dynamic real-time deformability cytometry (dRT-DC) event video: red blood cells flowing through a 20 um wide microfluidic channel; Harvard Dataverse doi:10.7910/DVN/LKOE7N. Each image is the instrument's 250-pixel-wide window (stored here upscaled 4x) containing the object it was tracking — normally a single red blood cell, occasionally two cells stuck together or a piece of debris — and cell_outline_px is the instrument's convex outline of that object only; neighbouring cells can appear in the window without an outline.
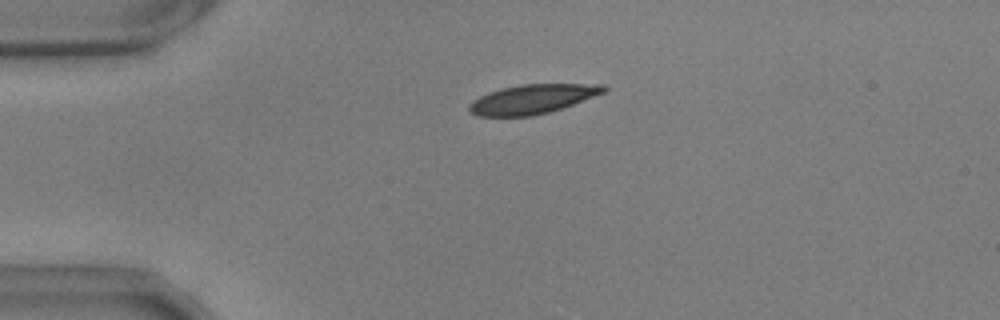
{"species": "common noctule bat (a hibernating species)", "species_latin": "Nyctalus noctula", "temperature_condition": "warm", "stored_images_in_passage": 37, "camera_frame_rate_fps": 3000, "um_per_image_px": 0.085, "animal": {"sex": "male", "body_mass_g": 17.9, "forearm_length_mm": 54.2}, "frame": {"image": 1, "passage_image": 1, "time_ms": 0.0, "image_size_px": [1000, 320], "cell_outline_px": [[608, 88], [604, 92], [572, 104], [548, 112], [532, 116], [476, 116], [468, 112], [468, 104], [472, 100], [488, 92], [500, 88], [520, 84], [604, 84]], "centroid_in_image_um": [45.18, 8.42], "position_along_channel_um": 39.8, "area_um2": 22.95}}
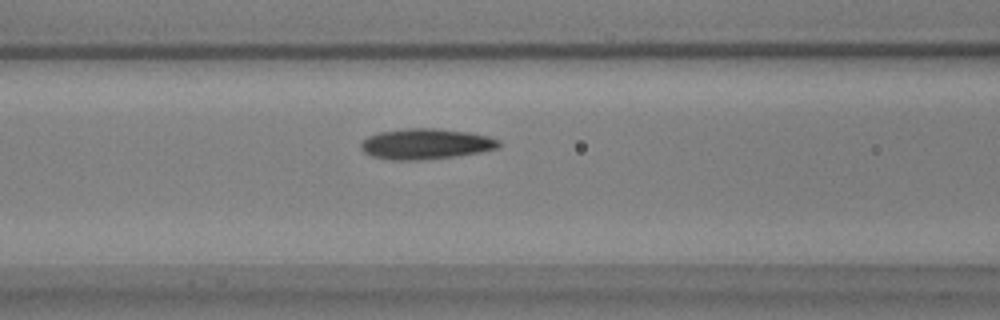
{"frame": {"image": 2, "passage_image": 11, "time_ms": 3.333, "image_size_px": [1000, 320], "cell_outline_px": [[500, 148], [460, 156], [420, 160], [392, 160], [372, 156], [364, 152], [360, 148], [360, 144], [368, 136], [380, 132], [408, 128], [436, 128], [468, 132], [488, 136], [500, 140]], "centroid_in_image_um": [36.22, 12.24], "position_along_channel_um": 130.4, "area_um2": 24.74}}
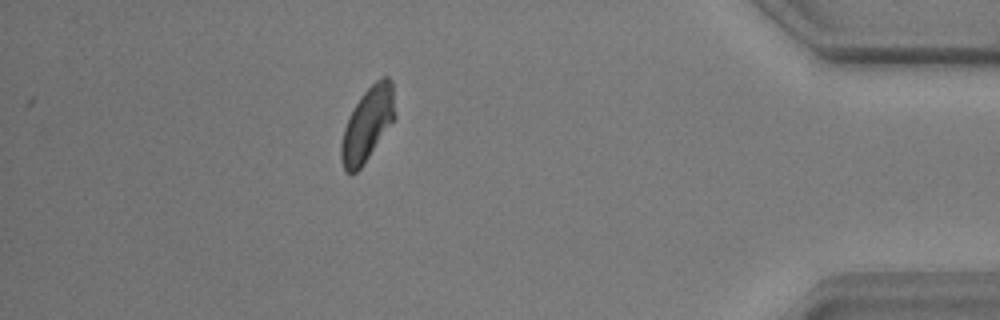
{"frame": {"image": 3, "passage_image": 37, "time_ms": 12.0, "image_size_px": [1000, 320], "cell_outline_px": [[396, 116], [360, 168], [356, 172], [344, 172], [340, 160], [340, 144], [344, 128], [360, 96], [376, 80], [384, 76], [388, 76], [392, 80]], "centroid_in_image_um": [31.23, 10.54], "position_along_channel_um": 404.0, "area_um2": 22.72}, "authors_computed_cell_mechanics": {"area_um2": 24.1604, "velocity_mm_per_s": 3.6433, "shape_relaxation_time_tau1_ms": 3.6103, "shape_relaxation_time_tau2_ms": 4.7237, "deformation_change_tau1": 0.1256, "deformation_change_tau2": 0.0864}}